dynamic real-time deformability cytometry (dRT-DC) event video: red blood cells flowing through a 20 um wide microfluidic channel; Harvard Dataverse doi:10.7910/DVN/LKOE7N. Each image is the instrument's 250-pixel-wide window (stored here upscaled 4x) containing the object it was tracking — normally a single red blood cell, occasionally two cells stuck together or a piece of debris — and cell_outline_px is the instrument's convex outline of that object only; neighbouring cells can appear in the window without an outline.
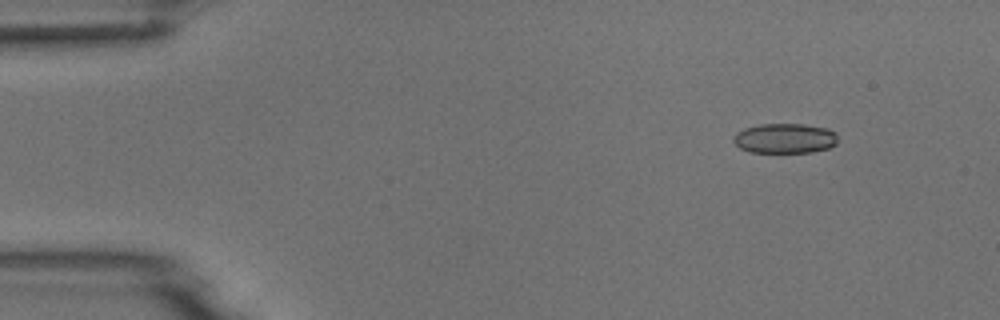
{"species": "common noctule bat (a hibernating species)", "species_latin": "Nyctalus noctula", "temperature_condition": "room temperature", "stored_images_in_passage": 5, "camera_frame_rate_fps": 3000, "um_per_image_px": 0.085, "animal": {"sex": "male", "body_mass_g": 18.8}, "frame": {"image": 1, "passage_image": 2, "time_ms": 0.333, "image_size_px": [1000, 320], "cell_outline_px": [[836, 144], [828, 148], [812, 152], [748, 152], [740, 148], [732, 140], [732, 136], [736, 132], [744, 128], [760, 124], [804, 124], [828, 128], [836, 132]], "centroid_in_image_um": [66.69, 11.75], "position_along_channel_um": 18.3, "area_um2": 18.32}}
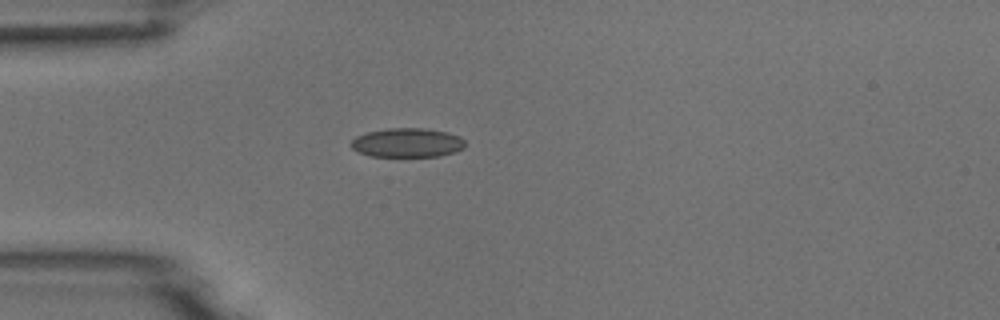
{"frame": {"image": 2, "passage_image": 4, "time_ms": 1.0, "image_size_px": [1000, 320], "cell_outline_px": [[464, 148], [440, 156], [368, 156], [352, 148], [348, 144], [356, 136], [368, 132], [388, 128], [424, 128], [444, 132], [460, 136], [464, 140]], "centroid_in_image_um": [34.58, 12.13], "position_along_channel_um": 50.4, "area_um2": 19.25}}